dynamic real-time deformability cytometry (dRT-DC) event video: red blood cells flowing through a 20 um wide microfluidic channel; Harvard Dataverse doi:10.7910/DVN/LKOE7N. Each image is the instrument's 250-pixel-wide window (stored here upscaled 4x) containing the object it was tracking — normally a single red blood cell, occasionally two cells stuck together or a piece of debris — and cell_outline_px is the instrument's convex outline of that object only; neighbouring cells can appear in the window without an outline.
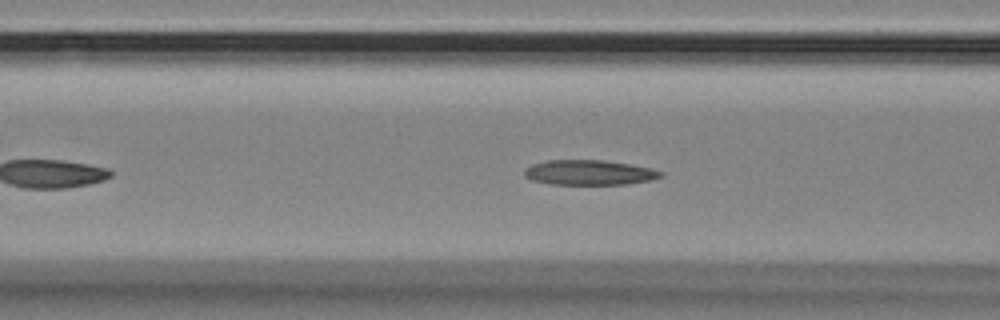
{"species": "Egyptian fruit bat (a non-hibernating species)", "species_latin": "Rousettus aegyptiacus", "temperature_condition": "room temperature", "stored_images_in_passage": 40, "camera_frame_rate_fps": 3000, "um_per_image_px": 0.085, "animal": {"sex": "female"}, "frame": {"image": 1, "passage_image": 8, "time_ms": 2.333, "image_size_px": [1000, 320], "cell_outline_px": [[664, 176], [652, 180], [628, 184], [552, 184], [532, 180], [524, 176], [524, 168], [532, 164], [548, 160], [604, 160], [652, 168], [664, 172]], "centroid_in_image_um": [50.11, 14.66], "position_along_channel_um": 116.5, "area_um2": 19.94}}
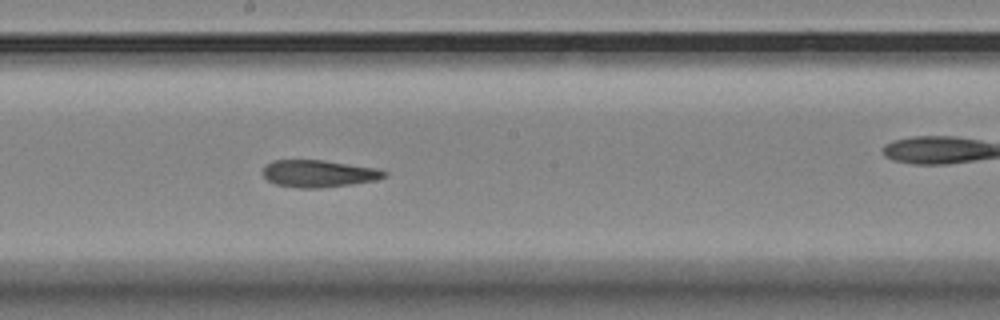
{"frame": {"image": 2, "passage_image": 17, "time_ms": 5.333, "image_size_px": [1000, 320], "cell_outline_px": [[388, 176], [376, 180], [352, 184], [320, 188], [296, 188], [276, 184], [268, 180], [264, 176], [264, 164], [272, 160], [324, 160], [376, 168], [388, 172]], "centroid_in_image_um": [27.1, 14.75], "position_along_channel_um": 221.1, "area_um2": 19.31}}
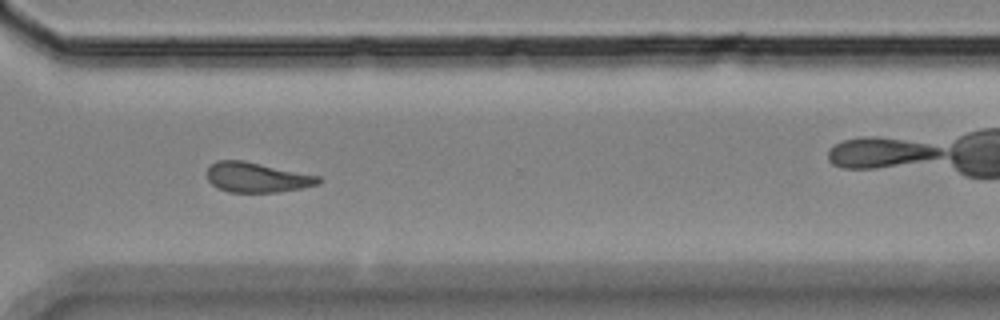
{"frame": {"image": 3, "passage_image": 28, "time_ms": 9.0, "image_size_px": [1000, 320], "cell_outline_px": [[324, 180], [320, 184], [304, 188], [280, 192], [228, 192], [216, 188], [208, 180], [208, 168], [216, 160], [244, 160], [320, 176]], "centroid_in_image_um": [21.88, 15.08], "position_along_channel_um": 348.7, "area_um2": 19.71}}